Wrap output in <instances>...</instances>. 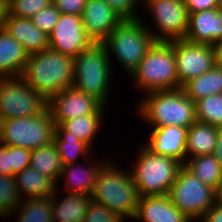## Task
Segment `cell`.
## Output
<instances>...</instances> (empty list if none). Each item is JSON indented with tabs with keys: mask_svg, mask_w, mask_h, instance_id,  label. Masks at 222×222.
I'll use <instances>...</instances> for the list:
<instances>
[{
	"mask_svg": "<svg viewBox=\"0 0 222 222\" xmlns=\"http://www.w3.org/2000/svg\"><path fill=\"white\" fill-rule=\"evenodd\" d=\"M3 143L29 150L53 143L55 122L48 107L40 114L2 121Z\"/></svg>",
	"mask_w": 222,
	"mask_h": 222,
	"instance_id": "cell-9",
	"label": "cell"
},
{
	"mask_svg": "<svg viewBox=\"0 0 222 222\" xmlns=\"http://www.w3.org/2000/svg\"><path fill=\"white\" fill-rule=\"evenodd\" d=\"M197 222H222V205L215 202Z\"/></svg>",
	"mask_w": 222,
	"mask_h": 222,
	"instance_id": "cell-41",
	"label": "cell"
},
{
	"mask_svg": "<svg viewBox=\"0 0 222 222\" xmlns=\"http://www.w3.org/2000/svg\"><path fill=\"white\" fill-rule=\"evenodd\" d=\"M154 42L145 22L138 18L124 19L103 44L109 57L111 54L116 57V61L130 76Z\"/></svg>",
	"mask_w": 222,
	"mask_h": 222,
	"instance_id": "cell-7",
	"label": "cell"
},
{
	"mask_svg": "<svg viewBox=\"0 0 222 222\" xmlns=\"http://www.w3.org/2000/svg\"><path fill=\"white\" fill-rule=\"evenodd\" d=\"M29 54L6 29L0 28V78L22 74Z\"/></svg>",
	"mask_w": 222,
	"mask_h": 222,
	"instance_id": "cell-22",
	"label": "cell"
},
{
	"mask_svg": "<svg viewBox=\"0 0 222 222\" xmlns=\"http://www.w3.org/2000/svg\"><path fill=\"white\" fill-rule=\"evenodd\" d=\"M30 167L50 177L59 187V177L64 165L54 143L31 150Z\"/></svg>",
	"mask_w": 222,
	"mask_h": 222,
	"instance_id": "cell-26",
	"label": "cell"
},
{
	"mask_svg": "<svg viewBox=\"0 0 222 222\" xmlns=\"http://www.w3.org/2000/svg\"><path fill=\"white\" fill-rule=\"evenodd\" d=\"M3 28L24 47L29 55L42 52L49 47L48 35L37 28L29 18H20L9 13Z\"/></svg>",
	"mask_w": 222,
	"mask_h": 222,
	"instance_id": "cell-20",
	"label": "cell"
},
{
	"mask_svg": "<svg viewBox=\"0 0 222 222\" xmlns=\"http://www.w3.org/2000/svg\"><path fill=\"white\" fill-rule=\"evenodd\" d=\"M31 150L11 146L12 176L30 166Z\"/></svg>",
	"mask_w": 222,
	"mask_h": 222,
	"instance_id": "cell-37",
	"label": "cell"
},
{
	"mask_svg": "<svg viewBox=\"0 0 222 222\" xmlns=\"http://www.w3.org/2000/svg\"><path fill=\"white\" fill-rule=\"evenodd\" d=\"M108 161L107 159H103V161L100 159V161L97 162L92 161L93 164L88 161V164L90 163L88 166L85 164V161L80 164L74 163L64 165L59 177V180L65 177L64 180L66 183L62 188H66L64 189V191H67L66 193L86 194L90 196L95 187L98 173Z\"/></svg>",
	"mask_w": 222,
	"mask_h": 222,
	"instance_id": "cell-19",
	"label": "cell"
},
{
	"mask_svg": "<svg viewBox=\"0 0 222 222\" xmlns=\"http://www.w3.org/2000/svg\"><path fill=\"white\" fill-rule=\"evenodd\" d=\"M116 212L109 210L101 204L90 202L87 215L83 222H124Z\"/></svg>",
	"mask_w": 222,
	"mask_h": 222,
	"instance_id": "cell-35",
	"label": "cell"
},
{
	"mask_svg": "<svg viewBox=\"0 0 222 222\" xmlns=\"http://www.w3.org/2000/svg\"><path fill=\"white\" fill-rule=\"evenodd\" d=\"M182 89L194 102L213 94L222 93V67L215 65L208 72L186 82Z\"/></svg>",
	"mask_w": 222,
	"mask_h": 222,
	"instance_id": "cell-27",
	"label": "cell"
},
{
	"mask_svg": "<svg viewBox=\"0 0 222 222\" xmlns=\"http://www.w3.org/2000/svg\"><path fill=\"white\" fill-rule=\"evenodd\" d=\"M111 162L108 161L98 173L91 201L116 212L124 220L128 216L134 219L139 200L137 186L128 169L116 167Z\"/></svg>",
	"mask_w": 222,
	"mask_h": 222,
	"instance_id": "cell-3",
	"label": "cell"
},
{
	"mask_svg": "<svg viewBox=\"0 0 222 222\" xmlns=\"http://www.w3.org/2000/svg\"><path fill=\"white\" fill-rule=\"evenodd\" d=\"M184 2L188 13L220 8V0H185Z\"/></svg>",
	"mask_w": 222,
	"mask_h": 222,
	"instance_id": "cell-39",
	"label": "cell"
},
{
	"mask_svg": "<svg viewBox=\"0 0 222 222\" xmlns=\"http://www.w3.org/2000/svg\"><path fill=\"white\" fill-rule=\"evenodd\" d=\"M103 104L93 96L68 87L48 100V109L55 125L76 117L94 114Z\"/></svg>",
	"mask_w": 222,
	"mask_h": 222,
	"instance_id": "cell-14",
	"label": "cell"
},
{
	"mask_svg": "<svg viewBox=\"0 0 222 222\" xmlns=\"http://www.w3.org/2000/svg\"><path fill=\"white\" fill-rule=\"evenodd\" d=\"M14 177L22 199L49 197L57 190V184L50 177L40 174L30 166Z\"/></svg>",
	"mask_w": 222,
	"mask_h": 222,
	"instance_id": "cell-24",
	"label": "cell"
},
{
	"mask_svg": "<svg viewBox=\"0 0 222 222\" xmlns=\"http://www.w3.org/2000/svg\"><path fill=\"white\" fill-rule=\"evenodd\" d=\"M16 222H53L51 196L44 198L21 199L10 215L16 213Z\"/></svg>",
	"mask_w": 222,
	"mask_h": 222,
	"instance_id": "cell-29",
	"label": "cell"
},
{
	"mask_svg": "<svg viewBox=\"0 0 222 222\" xmlns=\"http://www.w3.org/2000/svg\"><path fill=\"white\" fill-rule=\"evenodd\" d=\"M138 149L134 168L129 171L139 197L167 195L183 164L174 158L155 154L143 144Z\"/></svg>",
	"mask_w": 222,
	"mask_h": 222,
	"instance_id": "cell-6",
	"label": "cell"
},
{
	"mask_svg": "<svg viewBox=\"0 0 222 222\" xmlns=\"http://www.w3.org/2000/svg\"><path fill=\"white\" fill-rule=\"evenodd\" d=\"M216 193V203L222 205V180L220 181L218 187L215 189Z\"/></svg>",
	"mask_w": 222,
	"mask_h": 222,
	"instance_id": "cell-45",
	"label": "cell"
},
{
	"mask_svg": "<svg viewBox=\"0 0 222 222\" xmlns=\"http://www.w3.org/2000/svg\"><path fill=\"white\" fill-rule=\"evenodd\" d=\"M168 196L172 204L192 222H197L216 202L215 188L203 183L184 166L178 171Z\"/></svg>",
	"mask_w": 222,
	"mask_h": 222,
	"instance_id": "cell-8",
	"label": "cell"
},
{
	"mask_svg": "<svg viewBox=\"0 0 222 222\" xmlns=\"http://www.w3.org/2000/svg\"><path fill=\"white\" fill-rule=\"evenodd\" d=\"M142 3L151 13L153 20L150 21L157 28V31H153L147 26L155 42H171L185 38L188 27V11L184 1L142 0Z\"/></svg>",
	"mask_w": 222,
	"mask_h": 222,
	"instance_id": "cell-11",
	"label": "cell"
},
{
	"mask_svg": "<svg viewBox=\"0 0 222 222\" xmlns=\"http://www.w3.org/2000/svg\"><path fill=\"white\" fill-rule=\"evenodd\" d=\"M4 146L3 143V125H2V121L0 120V147Z\"/></svg>",
	"mask_w": 222,
	"mask_h": 222,
	"instance_id": "cell-46",
	"label": "cell"
},
{
	"mask_svg": "<svg viewBox=\"0 0 222 222\" xmlns=\"http://www.w3.org/2000/svg\"><path fill=\"white\" fill-rule=\"evenodd\" d=\"M48 39L50 48L71 58L77 57L93 43L87 37L81 16L62 13Z\"/></svg>",
	"mask_w": 222,
	"mask_h": 222,
	"instance_id": "cell-13",
	"label": "cell"
},
{
	"mask_svg": "<svg viewBox=\"0 0 222 222\" xmlns=\"http://www.w3.org/2000/svg\"><path fill=\"white\" fill-rule=\"evenodd\" d=\"M187 41L213 45L222 39V10L206 9L188 13V27L185 34Z\"/></svg>",
	"mask_w": 222,
	"mask_h": 222,
	"instance_id": "cell-17",
	"label": "cell"
},
{
	"mask_svg": "<svg viewBox=\"0 0 222 222\" xmlns=\"http://www.w3.org/2000/svg\"><path fill=\"white\" fill-rule=\"evenodd\" d=\"M81 17L87 37L93 43H103L124 20L105 0H87Z\"/></svg>",
	"mask_w": 222,
	"mask_h": 222,
	"instance_id": "cell-15",
	"label": "cell"
},
{
	"mask_svg": "<svg viewBox=\"0 0 222 222\" xmlns=\"http://www.w3.org/2000/svg\"><path fill=\"white\" fill-rule=\"evenodd\" d=\"M21 199L15 177L0 175V217L7 218Z\"/></svg>",
	"mask_w": 222,
	"mask_h": 222,
	"instance_id": "cell-32",
	"label": "cell"
},
{
	"mask_svg": "<svg viewBox=\"0 0 222 222\" xmlns=\"http://www.w3.org/2000/svg\"><path fill=\"white\" fill-rule=\"evenodd\" d=\"M218 127L201 122H194L187 130L186 157L211 155L216 147Z\"/></svg>",
	"mask_w": 222,
	"mask_h": 222,
	"instance_id": "cell-25",
	"label": "cell"
},
{
	"mask_svg": "<svg viewBox=\"0 0 222 222\" xmlns=\"http://www.w3.org/2000/svg\"><path fill=\"white\" fill-rule=\"evenodd\" d=\"M48 107L40 93L33 90L20 76L0 78V120L30 117Z\"/></svg>",
	"mask_w": 222,
	"mask_h": 222,
	"instance_id": "cell-10",
	"label": "cell"
},
{
	"mask_svg": "<svg viewBox=\"0 0 222 222\" xmlns=\"http://www.w3.org/2000/svg\"><path fill=\"white\" fill-rule=\"evenodd\" d=\"M87 0H52V4L62 14L82 16Z\"/></svg>",
	"mask_w": 222,
	"mask_h": 222,
	"instance_id": "cell-38",
	"label": "cell"
},
{
	"mask_svg": "<svg viewBox=\"0 0 222 222\" xmlns=\"http://www.w3.org/2000/svg\"><path fill=\"white\" fill-rule=\"evenodd\" d=\"M123 19L141 18L137 13L142 0H105ZM138 5V6H137Z\"/></svg>",
	"mask_w": 222,
	"mask_h": 222,
	"instance_id": "cell-36",
	"label": "cell"
},
{
	"mask_svg": "<svg viewBox=\"0 0 222 222\" xmlns=\"http://www.w3.org/2000/svg\"><path fill=\"white\" fill-rule=\"evenodd\" d=\"M215 53V62L217 66L222 67V39L213 44Z\"/></svg>",
	"mask_w": 222,
	"mask_h": 222,
	"instance_id": "cell-44",
	"label": "cell"
},
{
	"mask_svg": "<svg viewBox=\"0 0 222 222\" xmlns=\"http://www.w3.org/2000/svg\"><path fill=\"white\" fill-rule=\"evenodd\" d=\"M183 166L203 183L215 189L222 180V166L213 154L188 158Z\"/></svg>",
	"mask_w": 222,
	"mask_h": 222,
	"instance_id": "cell-28",
	"label": "cell"
},
{
	"mask_svg": "<svg viewBox=\"0 0 222 222\" xmlns=\"http://www.w3.org/2000/svg\"><path fill=\"white\" fill-rule=\"evenodd\" d=\"M74 58L48 47L30 54L20 77L46 100L73 84Z\"/></svg>",
	"mask_w": 222,
	"mask_h": 222,
	"instance_id": "cell-1",
	"label": "cell"
},
{
	"mask_svg": "<svg viewBox=\"0 0 222 222\" xmlns=\"http://www.w3.org/2000/svg\"><path fill=\"white\" fill-rule=\"evenodd\" d=\"M111 60L103 43H92L74 58L72 86L106 106L113 78Z\"/></svg>",
	"mask_w": 222,
	"mask_h": 222,
	"instance_id": "cell-4",
	"label": "cell"
},
{
	"mask_svg": "<svg viewBox=\"0 0 222 222\" xmlns=\"http://www.w3.org/2000/svg\"><path fill=\"white\" fill-rule=\"evenodd\" d=\"M53 143L57 148L63 165L78 163L79 158L82 156H84V158L85 156H87V158L91 156V148L78 138L53 137Z\"/></svg>",
	"mask_w": 222,
	"mask_h": 222,
	"instance_id": "cell-31",
	"label": "cell"
},
{
	"mask_svg": "<svg viewBox=\"0 0 222 222\" xmlns=\"http://www.w3.org/2000/svg\"><path fill=\"white\" fill-rule=\"evenodd\" d=\"M188 128L164 126L152 128L145 146L155 154L186 161V138Z\"/></svg>",
	"mask_w": 222,
	"mask_h": 222,
	"instance_id": "cell-16",
	"label": "cell"
},
{
	"mask_svg": "<svg viewBox=\"0 0 222 222\" xmlns=\"http://www.w3.org/2000/svg\"><path fill=\"white\" fill-rule=\"evenodd\" d=\"M51 3L52 0H12L9 3V13L16 17L30 19Z\"/></svg>",
	"mask_w": 222,
	"mask_h": 222,
	"instance_id": "cell-33",
	"label": "cell"
},
{
	"mask_svg": "<svg viewBox=\"0 0 222 222\" xmlns=\"http://www.w3.org/2000/svg\"><path fill=\"white\" fill-rule=\"evenodd\" d=\"M105 107L107 106L103 105L94 114L82 115L69 121H64L61 125H55L54 137L78 138L93 149V140H95L97 133H100L99 129L103 126L101 122H103L104 110L107 109Z\"/></svg>",
	"mask_w": 222,
	"mask_h": 222,
	"instance_id": "cell-21",
	"label": "cell"
},
{
	"mask_svg": "<svg viewBox=\"0 0 222 222\" xmlns=\"http://www.w3.org/2000/svg\"><path fill=\"white\" fill-rule=\"evenodd\" d=\"M130 77L144 94L179 89L174 41L154 42Z\"/></svg>",
	"mask_w": 222,
	"mask_h": 222,
	"instance_id": "cell-5",
	"label": "cell"
},
{
	"mask_svg": "<svg viewBox=\"0 0 222 222\" xmlns=\"http://www.w3.org/2000/svg\"><path fill=\"white\" fill-rule=\"evenodd\" d=\"M213 155L222 166V127L218 128V138H217L216 147L214 149Z\"/></svg>",
	"mask_w": 222,
	"mask_h": 222,
	"instance_id": "cell-42",
	"label": "cell"
},
{
	"mask_svg": "<svg viewBox=\"0 0 222 222\" xmlns=\"http://www.w3.org/2000/svg\"><path fill=\"white\" fill-rule=\"evenodd\" d=\"M58 192L57 189L51 196L53 222H83L91 197L86 194L67 193V196L64 195L65 197L58 201Z\"/></svg>",
	"mask_w": 222,
	"mask_h": 222,
	"instance_id": "cell-23",
	"label": "cell"
},
{
	"mask_svg": "<svg viewBox=\"0 0 222 222\" xmlns=\"http://www.w3.org/2000/svg\"><path fill=\"white\" fill-rule=\"evenodd\" d=\"M174 56L179 88L216 65L214 48L211 44L192 43L186 39L174 40Z\"/></svg>",
	"mask_w": 222,
	"mask_h": 222,
	"instance_id": "cell-12",
	"label": "cell"
},
{
	"mask_svg": "<svg viewBox=\"0 0 222 222\" xmlns=\"http://www.w3.org/2000/svg\"><path fill=\"white\" fill-rule=\"evenodd\" d=\"M134 220L140 222H192L172 204L168 194L139 197Z\"/></svg>",
	"mask_w": 222,
	"mask_h": 222,
	"instance_id": "cell-18",
	"label": "cell"
},
{
	"mask_svg": "<svg viewBox=\"0 0 222 222\" xmlns=\"http://www.w3.org/2000/svg\"><path fill=\"white\" fill-rule=\"evenodd\" d=\"M9 14L8 0H0V28L4 27V23Z\"/></svg>",
	"mask_w": 222,
	"mask_h": 222,
	"instance_id": "cell-43",
	"label": "cell"
},
{
	"mask_svg": "<svg viewBox=\"0 0 222 222\" xmlns=\"http://www.w3.org/2000/svg\"><path fill=\"white\" fill-rule=\"evenodd\" d=\"M220 9L222 10V0H220Z\"/></svg>",
	"mask_w": 222,
	"mask_h": 222,
	"instance_id": "cell-47",
	"label": "cell"
},
{
	"mask_svg": "<svg viewBox=\"0 0 222 222\" xmlns=\"http://www.w3.org/2000/svg\"><path fill=\"white\" fill-rule=\"evenodd\" d=\"M0 175L12 176L11 146L0 147Z\"/></svg>",
	"mask_w": 222,
	"mask_h": 222,
	"instance_id": "cell-40",
	"label": "cell"
},
{
	"mask_svg": "<svg viewBox=\"0 0 222 222\" xmlns=\"http://www.w3.org/2000/svg\"><path fill=\"white\" fill-rule=\"evenodd\" d=\"M138 102L137 111L143 122L150 128L179 126L189 128L196 122L195 102L182 88L175 90L153 91L145 94Z\"/></svg>",
	"mask_w": 222,
	"mask_h": 222,
	"instance_id": "cell-2",
	"label": "cell"
},
{
	"mask_svg": "<svg viewBox=\"0 0 222 222\" xmlns=\"http://www.w3.org/2000/svg\"><path fill=\"white\" fill-rule=\"evenodd\" d=\"M60 14L59 10L51 3L30 19L37 28L49 35L58 21Z\"/></svg>",
	"mask_w": 222,
	"mask_h": 222,
	"instance_id": "cell-34",
	"label": "cell"
},
{
	"mask_svg": "<svg viewBox=\"0 0 222 222\" xmlns=\"http://www.w3.org/2000/svg\"><path fill=\"white\" fill-rule=\"evenodd\" d=\"M195 109L198 122L222 127V93L195 101Z\"/></svg>",
	"mask_w": 222,
	"mask_h": 222,
	"instance_id": "cell-30",
	"label": "cell"
}]
</instances>
